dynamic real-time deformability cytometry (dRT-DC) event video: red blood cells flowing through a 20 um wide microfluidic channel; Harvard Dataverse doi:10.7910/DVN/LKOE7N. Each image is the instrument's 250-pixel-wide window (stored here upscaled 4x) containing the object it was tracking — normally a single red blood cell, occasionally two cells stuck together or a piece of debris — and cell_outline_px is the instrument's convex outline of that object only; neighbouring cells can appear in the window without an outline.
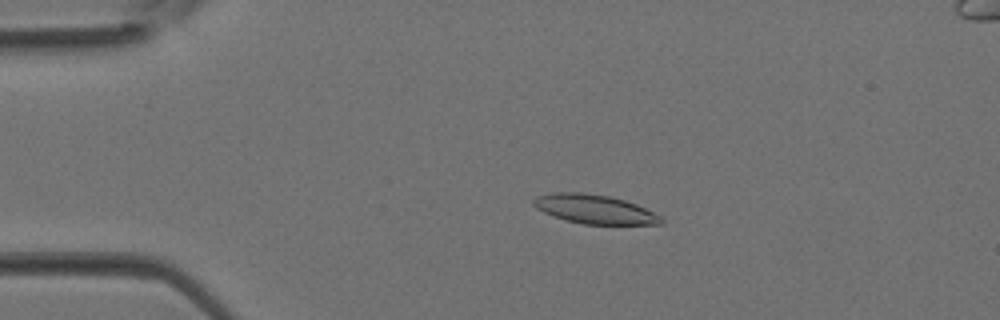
{"species": "Egyptian fruit bat (a non-hibernating species)", "species_latin": "Rousettus aegyptiacus", "temperature_condition": "room temperature", "stored_images_in_passage": 37, "camera_frame_rate_fps": 3000, "um_per_image_px": 0.085, "animal": {"sex": "female"}, "frame": {"image": 1, "passage_image": 7, "time_ms": 2.0, "image_size_px": [1000, 320], "cell_outline_px": [[664, 224], [584, 224], [552, 216], [536, 208], [532, 204], [532, 200], [536, 196], [552, 192], [580, 192], [608, 196], [624, 200], [636, 204], [660, 216], [664, 220]], "centroid_in_image_um": [50.5, 17.77], "position_along_channel_um": 34.5, "area_um2": 21.44}}
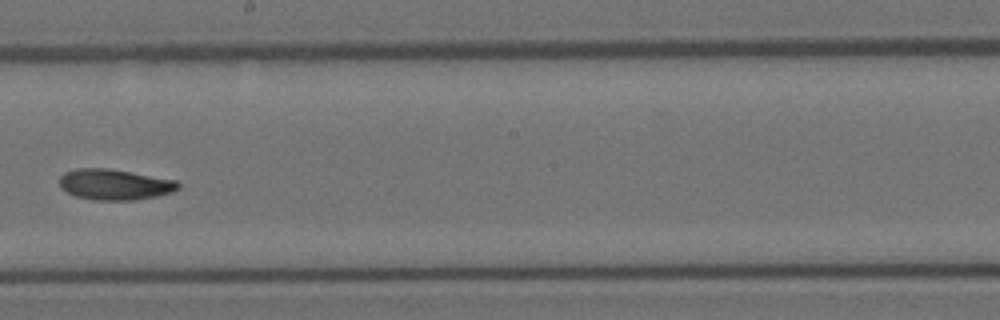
{"frame": {"image": 2, "passage_image": 21, "time_ms": 6.667, "image_size_px": [1000, 320], "cell_outline_px": [[180, 188], [172, 192], [156, 196], [132, 200], [92, 200], [76, 196], [60, 188], [60, 176], [64, 172], [76, 168], [108, 168], [176, 180], [180, 184]], "centroid_in_image_um": [9.73, 15.68], "position_along_channel_um": 238.5, "area_um2": 21.27}}
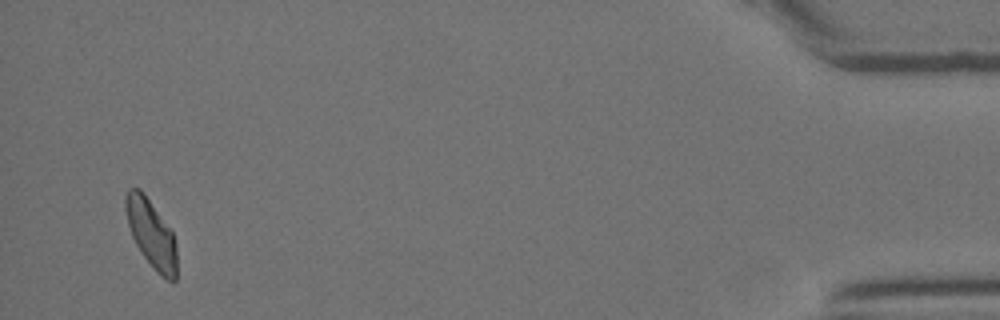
{"frame": {"image": 3, "passage_image": 36, "time_ms": 11.667, "image_size_px": [1000, 320], "cell_outline_px": [[176, 280], [172, 284], [160, 276], [156, 272], [144, 256], [136, 244], [132, 236], [128, 224], [124, 208], [124, 196], [128, 188], [140, 188], [144, 192], [172, 232], [176, 244]], "centroid_in_image_um": [12.84, 19.86], "position_along_channel_um": 422.4, "area_um2": 20.4}}